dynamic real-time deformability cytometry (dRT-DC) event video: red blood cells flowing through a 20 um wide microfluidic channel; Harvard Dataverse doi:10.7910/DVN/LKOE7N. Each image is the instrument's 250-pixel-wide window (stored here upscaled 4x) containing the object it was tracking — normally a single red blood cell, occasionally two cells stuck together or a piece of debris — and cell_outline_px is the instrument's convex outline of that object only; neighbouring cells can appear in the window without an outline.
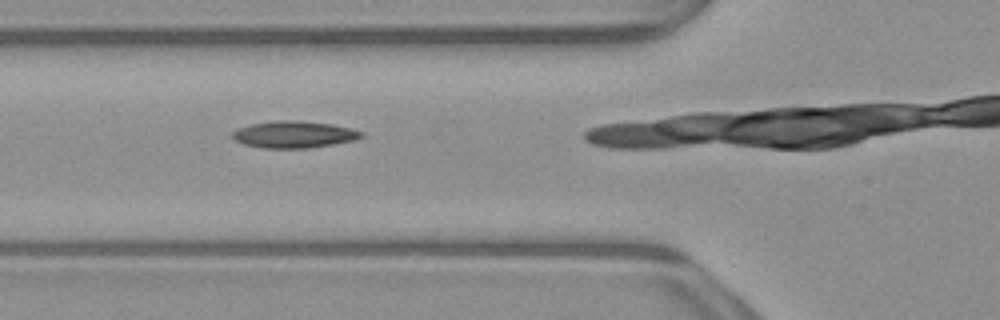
{"species": "common noctule bat (a hibernating species)", "species_latin": "Nyctalus noctula", "temperature_condition": "warm", "stored_images_in_passage": 36, "camera_frame_rate_fps": 3000, "um_per_image_px": 0.085, "animal": {"sex": "male", "body_mass_g": 23.1, "forearm_length_mm": 52.7}, "frame": {"image": 1, "passage_image": 13, "time_ms": 4.0, "image_size_px": [1000, 320], "cell_outline_px": [[364, 136], [352, 140], [332, 144], [308, 148], [264, 148], [244, 144], [236, 140], [232, 136], [232, 132], [240, 128], [252, 124], [276, 120], [296, 120], [332, 124], [364, 132]], "centroid_in_image_um": [24.99, 11.42], "position_along_channel_um": 100.8, "area_um2": 19.88}}
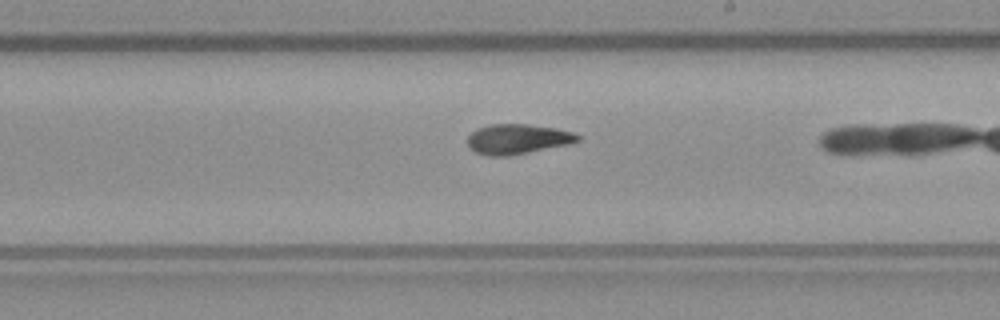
{"frame": {"image": 2, "passage_image": 24, "time_ms": 7.667, "image_size_px": [1000, 320], "cell_outline_px": [[580, 140], [568, 144], [508, 156], [488, 156], [476, 152], [468, 144], [468, 136], [476, 128], [492, 124], [528, 124], [556, 128], [572, 132], [580, 136]], "centroid_in_image_um": [43.98, 11.81], "position_along_channel_um": 245.0, "area_um2": 19.07}}
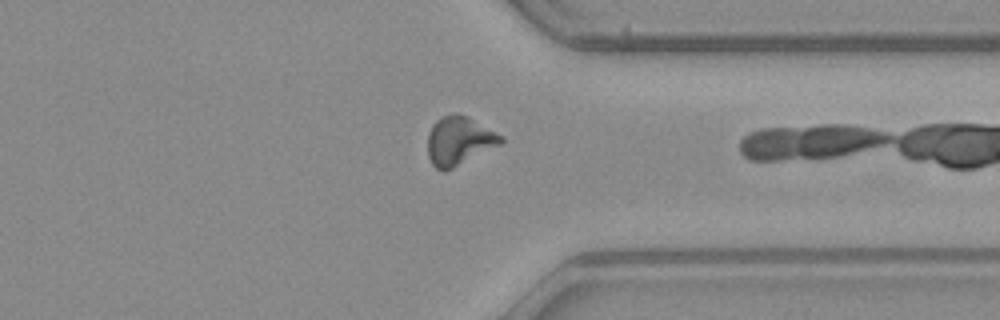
{"frame": {"image": 3, "passage_image": 34, "time_ms": 11.0, "image_size_px": [1000, 320], "cell_outline_px": [[504, 140], [500, 144], [444, 172], [440, 172], [432, 164], [428, 156], [428, 132], [432, 124], [436, 120], [444, 116], [456, 112], [468, 116], [504, 136]], "centroid_in_image_um": [39.0, 11.95], "position_along_channel_um": 372.4, "area_um2": 20.75}}